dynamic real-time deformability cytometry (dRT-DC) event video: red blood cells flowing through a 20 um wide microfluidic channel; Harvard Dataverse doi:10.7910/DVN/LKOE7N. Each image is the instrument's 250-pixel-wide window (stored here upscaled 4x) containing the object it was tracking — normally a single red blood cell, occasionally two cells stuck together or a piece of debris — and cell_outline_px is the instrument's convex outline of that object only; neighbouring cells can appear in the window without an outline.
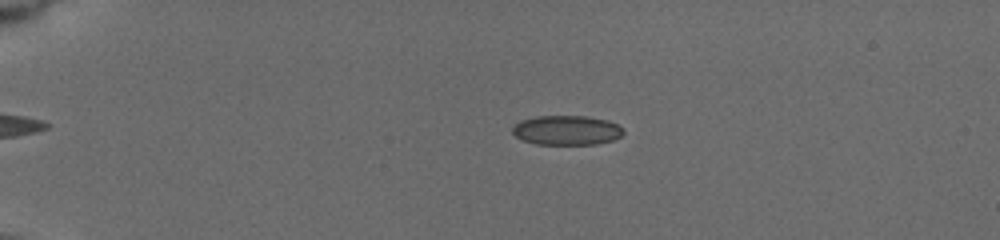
{"species": "common noctule bat (a hibernating species)", "species_latin": "Nyctalus noctula", "temperature_condition": "cold", "stored_images_in_passage": 16, "camera_frame_rate_fps": 3000, "um_per_image_px": 0.085, "animal": {"sex": "female", "body_mass_g": 19.5, "forearm_length_mm": 54.1}, "frame": {"image": 1, "passage_image": 8, "time_ms": 4.333, "image_size_px": [1000, 240], "cell_outline_px": [[624, 132], [620, 136], [612, 140], [596, 144], [536, 144], [524, 140], [516, 136], [512, 132], [512, 128], [520, 120], [536, 116], [584, 116], [608, 120], [616, 124]], "centroid_in_image_um": [48.14, 11.06], "position_along_channel_um": 36.9, "area_um2": 18.9}}
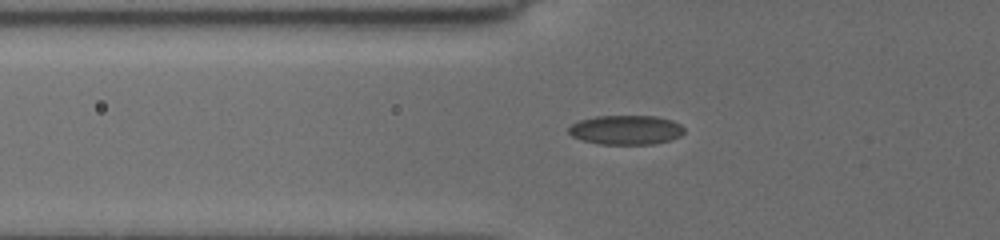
{"frame": {"image": 2, "passage_image": 14, "time_ms": 7.0, "image_size_px": [1000, 240], "cell_outline_px": [[684, 132], [680, 136], [668, 140], [652, 144], [600, 144], [584, 140], [572, 136], [568, 132], [568, 128], [572, 124], [580, 120], [596, 116], [652, 116], [672, 120], [680, 124], [684, 128]], "centroid_in_image_um": [53.2, 11.04], "position_along_channel_um": 72.6, "area_um2": 19.59}}